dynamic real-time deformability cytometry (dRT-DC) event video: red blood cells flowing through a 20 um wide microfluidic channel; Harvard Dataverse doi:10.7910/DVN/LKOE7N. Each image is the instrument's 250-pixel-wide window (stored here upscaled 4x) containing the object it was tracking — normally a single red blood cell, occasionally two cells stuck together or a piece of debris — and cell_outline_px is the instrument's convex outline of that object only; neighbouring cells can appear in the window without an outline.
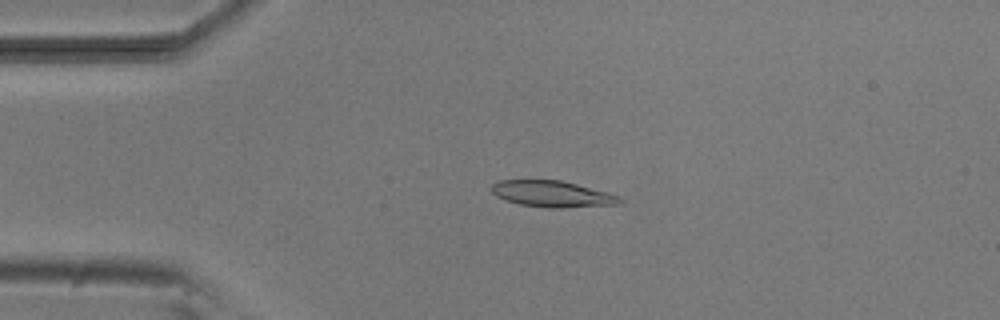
{"species": "common noctule bat (a hibernating species)", "species_latin": "Nyctalus noctula", "temperature_condition": "room temperature", "stored_images_in_passage": 5, "camera_frame_rate_fps": 3000, "um_per_image_px": 0.085, "animal": {"sex": "male", "body_mass_g": 20.5, "forearm_length_mm": 52.5}, "frame": {"image": 1, "passage_image": 4, "time_ms": 3.333, "image_size_px": [1000, 320], "cell_outline_px": [[624, 200], [620, 204], [560, 208], [548, 208], [520, 204], [496, 196], [492, 192], [492, 184], [500, 180], [560, 180], [608, 192], [620, 196]], "centroid_in_image_um": [46.98, 16.49], "position_along_channel_um": 38.0, "area_um2": 19.54}}
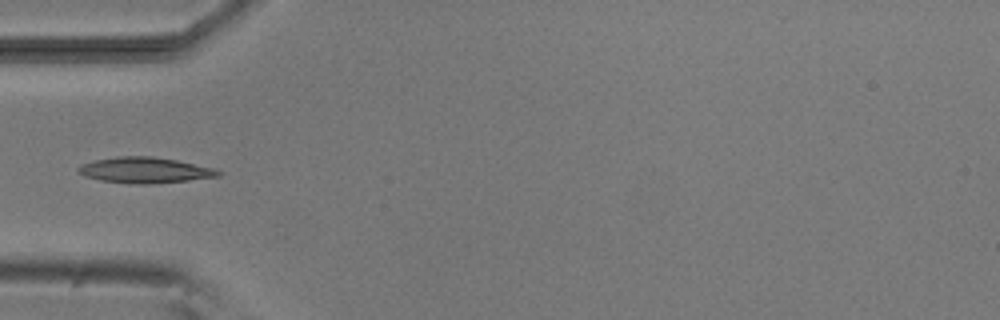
{"frame": {"image": 2, "passage_image": 5, "time_ms": 5.0, "image_size_px": [1000, 320], "cell_outline_px": [[224, 172], [220, 176], [188, 180], [148, 184], [136, 184], [100, 180], [84, 176], [76, 168], [80, 164], [96, 160], [120, 156], [152, 156], [176, 160], [216, 168]], "centroid_in_image_um": [12.35, 14.46], "position_along_channel_um": 72.7, "area_um2": 20.98}}